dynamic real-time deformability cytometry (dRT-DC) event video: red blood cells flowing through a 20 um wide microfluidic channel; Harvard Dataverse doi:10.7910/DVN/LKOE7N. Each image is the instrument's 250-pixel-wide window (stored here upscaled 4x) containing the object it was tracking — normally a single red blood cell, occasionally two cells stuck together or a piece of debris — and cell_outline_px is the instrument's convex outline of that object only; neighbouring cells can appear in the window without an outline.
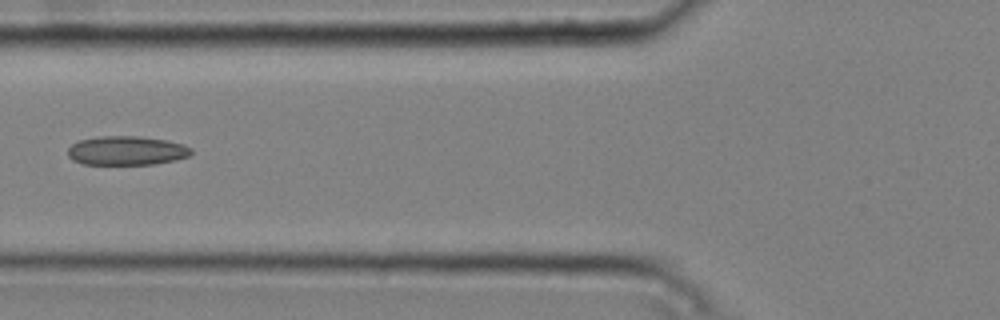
{"species": "common noctule bat (a hibernating species)", "species_latin": "Nyctalus noctula", "temperature_condition": "cold", "stored_images_in_passage": 7, "camera_frame_rate_fps": 3000, "um_per_image_px": 0.085, "animal": {"sex": "male", "body_mass_g": 20.4}, "frame": {"image": 1, "passage_image": 6, "time_ms": 1.667, "image_size_px": [1000, 320], "cell_outline_px": [[192, 152], [188, 156], [176, 160], [152, 164], [84, 164], [72, 160], [68, 156], [68, 148], [72, 144], [80, 140], [100, 136], [136, 136], [164, 140], [184, 144], [192, 148]], "centroid_in_image_um": [10.76, 12.8], "position_along_channel_um": 115.0, "area_um2": 20.81}}
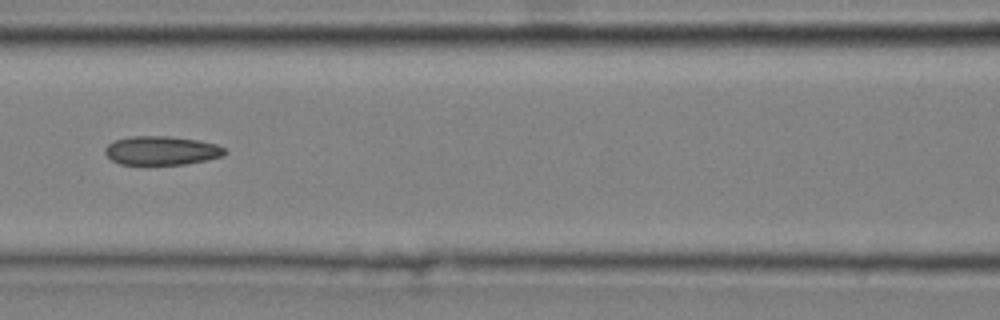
{"frame": {"image": 2, "passage_image": 7, "time_ms": 2.0, "image_size_px": [1000, 320], "cell_outline_px": [[228, 152], [224, 156], [184, 164], [120, 164], [112, 160], [104, 152], [104, 148], [112, 140], [132, 136], [168, 136], [200, 140], [216, 144], [224, 148]], "centroid_in_image_um": [13.73, 12.78], "position_along_channel_um": 152.9, "area_um2": 20.17}}